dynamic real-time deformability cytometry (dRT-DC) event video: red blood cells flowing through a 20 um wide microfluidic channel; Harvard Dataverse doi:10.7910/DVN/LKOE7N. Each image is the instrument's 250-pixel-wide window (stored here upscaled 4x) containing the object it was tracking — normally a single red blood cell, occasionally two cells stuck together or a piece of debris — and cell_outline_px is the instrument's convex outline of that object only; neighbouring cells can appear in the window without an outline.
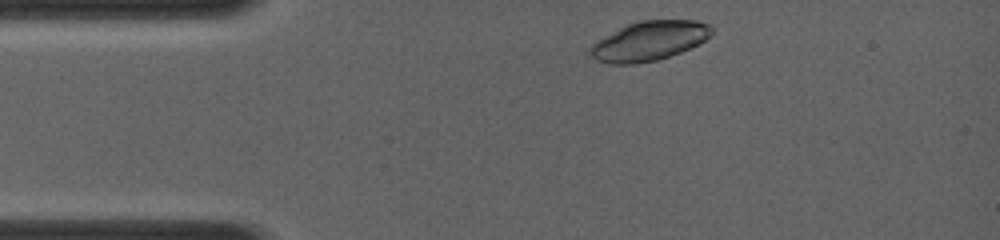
{"species": "common noctule bat (a hibernating species)", "species_latin": "Nyctalus noctula", "temperature_condition": "room temperature", "stored_images_in_passage": 2, "camera_frame_rate_fps": 4000, "um_per_image_px": 0.085, "animal": {"sex": "female", "body_mass_g": 19.0, "forearm_length_mm": 56.7}, "frame": {"image": 1, "passage_image": 1, "time_ms": 0.0, "image_size_px": [1000, 240], "cell_outline_px": [[712, 32], [700, 44], [680, 52], [656, 60], [636, 64], [608, 64], [596, 60], [588, 52], [588, 48], [596, 40], [628, 24], [640, 20], [696, 20], [708, 24], [712, 28]], "centroid_in_image_um": [55.15, 3.48], "position_along_channel_um": 29.9, "area_um2": 27.86}}